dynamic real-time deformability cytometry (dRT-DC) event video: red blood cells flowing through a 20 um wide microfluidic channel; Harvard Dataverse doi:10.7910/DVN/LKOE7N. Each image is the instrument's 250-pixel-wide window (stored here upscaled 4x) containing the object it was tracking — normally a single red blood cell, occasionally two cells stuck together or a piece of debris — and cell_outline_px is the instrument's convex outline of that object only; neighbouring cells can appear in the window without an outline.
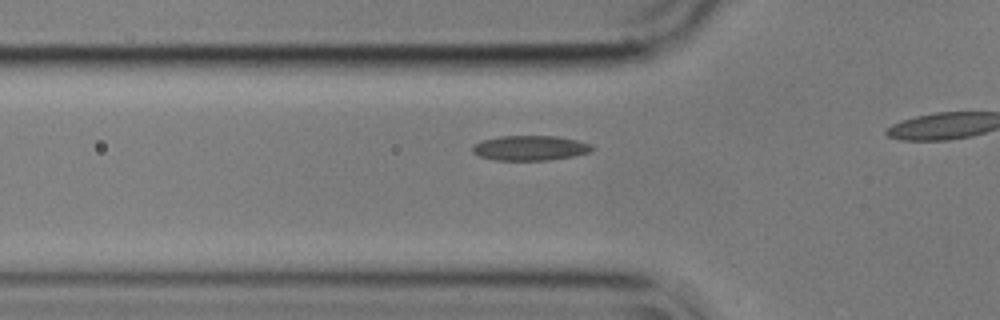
{"species": "common noctule bat (a hibernating species)", "species_latin": "Nyctalus noctula", "temperature_condition": "cold", "stored_images_in_passage": 16, "camera_frame_rate_fps": 3000, "um_per_image_px": 0.085, "animal": {"sex": "male", "body_mass_g": 17.9}, "frame": {"image": 1, "passage_image": 10, "time_ms": 3.0, "image_size_px": [1000, 320], "cell_outline_px": [[596, 148], [592, 152], [572, 156], [548, 160], [496, 160], [480, 156], [472, 152], [472, 148], [480, 140], [500, 136], [556, 136], [576, 140], [592, 144]], "centroid_in_image_um": [45.09, 12.57], "position_along_channel_um": 80.7, "area_um2": 17.4}}
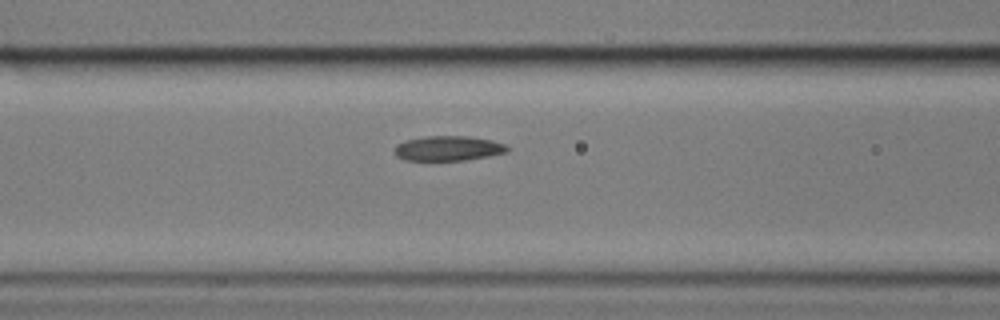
{"frame": {"image": 2, "passage_image": 14, "time_ms": 4.333, "image_size_px": [1000, 320], "cell_outline_px": [[512, 148], [508, 152], [488, 156], [464, 160], [404, 160], [396, 156], [392, 152], [392, 148], [396, 144], [404, 140], [424, 136], [468, 136], [492, 140], [504, 144]], "centroid_in_image_um": [38.05, 12.6], "position_along_channel_um": 128.5, "area_um2": 16.65}}